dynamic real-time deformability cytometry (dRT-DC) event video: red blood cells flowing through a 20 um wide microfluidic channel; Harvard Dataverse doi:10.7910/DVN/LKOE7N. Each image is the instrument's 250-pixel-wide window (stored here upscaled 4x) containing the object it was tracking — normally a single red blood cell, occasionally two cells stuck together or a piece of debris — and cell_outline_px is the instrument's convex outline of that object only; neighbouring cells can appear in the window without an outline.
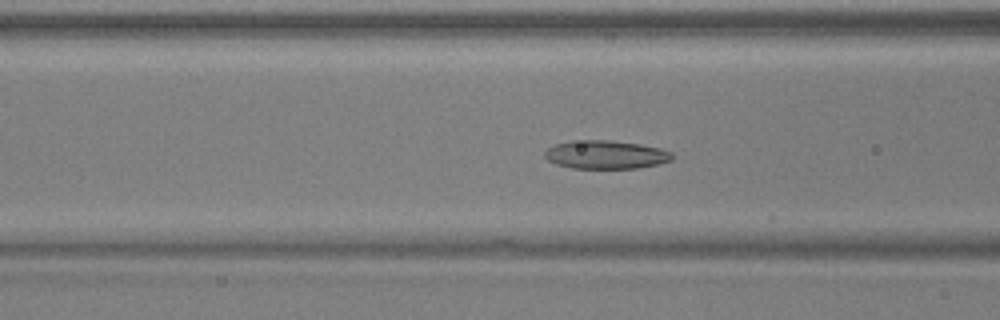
{"species": "common noctule bat (a hibernating species)", "species_latin": "Nyctalus noctula", "temperature_condition": "warm", "stored_images_in_passage": 37, "camera_frame_rate_fps": 3000, "um_per_image_px": 0.085, "animal": {"sex": "male", "body_mass_g": 17.9, "forearm_length_mm": 54.2}, "frame": {"image": 1, "passage_image": 6, "time_ms": 1.667, "image_size_px": [1000, 320], "cell_outline_px": [[672, 160], [660, 164], [636, 168], [572, 168], [556, 164], [548, 160], [544, 156], [544, 152], [548, 148], [556, 144], [572, 140], [608, 140], [640, 144], [660, 148], [672, 152]], "centroid_in_image_um": [51.49, 13.14], "position_along_channel_um": 115.1, "area_um2": 21.1}}
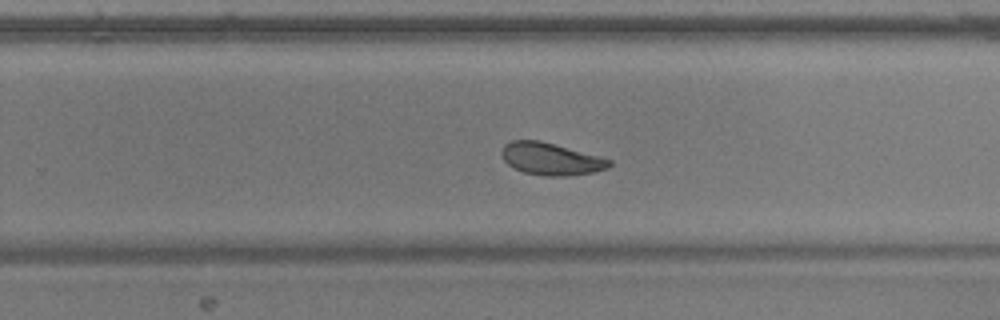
{"frame": {"image": 2, "passage_image": 19, "time_ms": 6.0, "image_size_px": [1000, 320], "cell_outline_px": [[612, 164], [608, 168], [592, 172], [568, 176], [544, 176], [524, 172], [512, 168], [504, 160], [500, 152], [504, 144], [512, 140], [540, 140], [612, 160]], "centroid_in_image_um": [46.79, 13.51], "position_along_channel_um": 283.0, "area_um2": 20.17}}
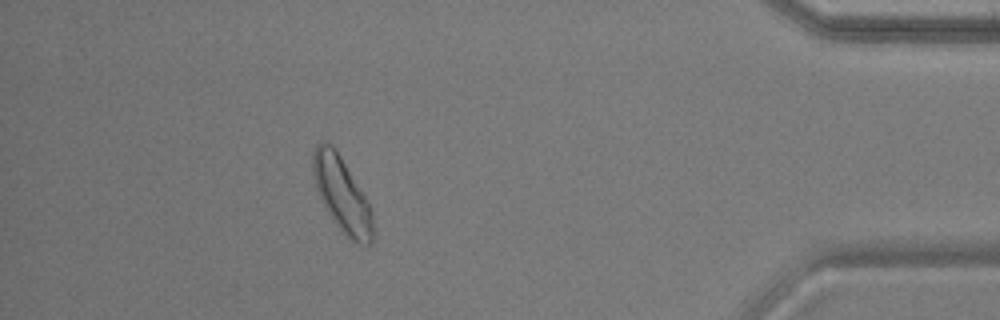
{"frame": {"image": 3, "passage_image": 32, "time_ms": 10.333, "image_size_px": [1000, 320], "cell_outline_px": [[372, 244], [356, 244], [348, 240], [344, 236], [332, 220], [316, 188], [312, 172], [312, 152], [316, 144], [320, 140], [332, 144], [340, 156], [368, 200], [372, 212]], "centroid_in_image_um": [29.04, 16.54], "position_along_channel_um": 406.2, "area_um2": 26.3}, "authors_computed_cell_mechanics": {"area_um2": 21.097, "velocity_mm_per_s": 3.877, "shape_relaxation_time_tau1_ms": 4.4447, "shape_relaxation_time_tau2_ms": 2.2217, "deformation_change_tau1": 0.1265, "deformation_change_tau2": 0.0749}}